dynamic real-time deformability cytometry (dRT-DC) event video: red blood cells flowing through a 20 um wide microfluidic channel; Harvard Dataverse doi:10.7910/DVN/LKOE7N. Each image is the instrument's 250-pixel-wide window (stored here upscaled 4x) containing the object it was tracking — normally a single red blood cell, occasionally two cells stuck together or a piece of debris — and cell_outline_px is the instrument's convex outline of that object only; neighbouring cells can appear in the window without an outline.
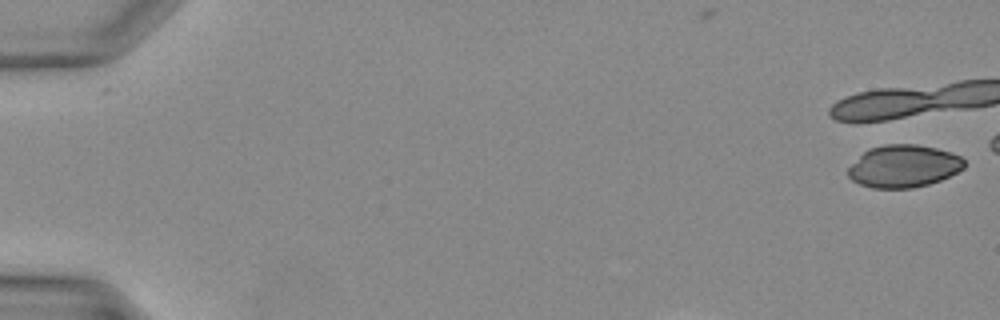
{"species": "Egyptian fruit bat (a non-hibernating species)", "species_latin": "Rousettus aegyptiacus", "temperature_condition": "warm", "stored_images_in_passage": 5, "camera_frame_rate_fps": 3000, "um_per_image_px": 0.085, "animal": {"sex": "female"}, "frame": {"image": 1, "passage_image": 1, "time_ms": 0.0, "image_size_px": [1000, 320], "cell_outline_px": [[964, 168], [940, 180], [928, 184], [912, 188], [872, 188], [860, 184], [852, 180], [848, 176], [848, 168], [868, 148], [884, 144], [916, 144], [936, 148], [952, 152], [960, 156], [964, 160]], "centroid_in_image_um": [76.8, 14.12], "position_along_channel_um": 8.2, "area_um2": 28.67}}